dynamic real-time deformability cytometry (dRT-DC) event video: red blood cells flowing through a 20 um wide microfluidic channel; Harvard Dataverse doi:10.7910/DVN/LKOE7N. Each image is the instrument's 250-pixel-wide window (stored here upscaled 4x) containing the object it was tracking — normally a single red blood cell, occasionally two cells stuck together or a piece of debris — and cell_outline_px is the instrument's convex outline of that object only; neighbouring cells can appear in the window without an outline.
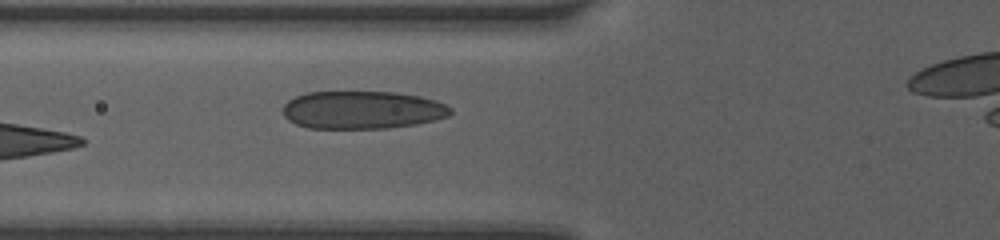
{"species": "human", "species_latin": "Homo sapiens", "temperature_condition": "room temperature", "stored_images_in_passage": 10, "camera_frame_rate_fps": 3000, "um_per_image_px": 0.085, "donor": {"sex": "female"}, "frame": {"image": 1, "passage_image": 10, "time_ms": 4.0, "image_size_px": [1000, 240], "cell_outline_px": [[452, 112], [448, 116], [436, 120], [416, 124], [388, 128], [308, 128], [296, 124], [288, 120], [284, 116], [284, 104], [288, 100], [304, 92], [396, 92], [420, 96], [436, 100], [452, 108]], "centroid_in_image_um": [30.8, 9.34], "position_along_channel_um": 95.0, "area_um2": 37.17}}